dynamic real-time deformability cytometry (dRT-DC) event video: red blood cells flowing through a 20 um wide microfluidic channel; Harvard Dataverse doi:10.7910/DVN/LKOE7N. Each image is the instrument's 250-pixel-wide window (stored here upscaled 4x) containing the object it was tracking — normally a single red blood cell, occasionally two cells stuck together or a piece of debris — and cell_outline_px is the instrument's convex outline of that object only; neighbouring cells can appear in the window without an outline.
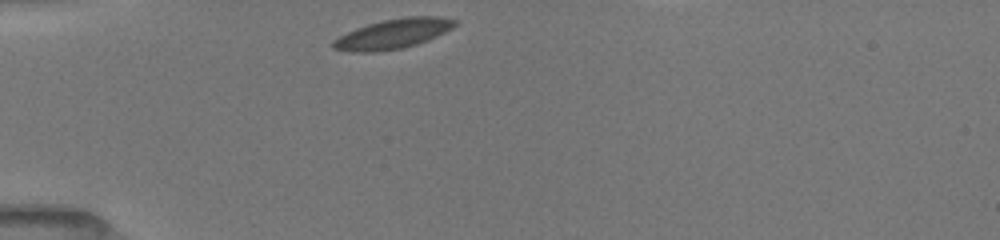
{"species": "common noctule bat (a hibernating species)", "species_latin": "Nyctalus noctula", "temperature_condition": "room temperature", "stored_images_in_passage": 32, "camera_frame_rate_fps": 3000, "um_per_image_px": 0.085, "animal": {"sex": "female", "body_mass_g": 19.5, "forearm_length_mm": 54.1}, "frame": {"image": 1, "passage_image": 1, "time_ms": 0.0, "image_size_px": [1000, 240], "cell_outline_px": [[456, 24], [452, 28], [428, 40], [404, 48], [372, 52], [352, 52], [332, 48], [332, 40], [356, 28], [368, 24], [384, 20], [404, 16], [440, 16], [456, 20]], "centroid_in_image_um": [33.41, 2.87], "position_along_channel_um": 51.6, "area_um2": 21.04}}
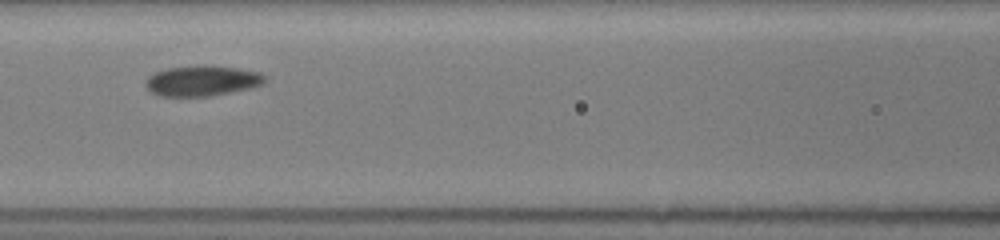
{"frame": {"image": 2, "passage_image": 24, "time_ms": 3.0, "image_size_px": [1000, 240], "cell_outline_px": [[264, 84], [252, 88], [208, 96], [160, 96], [152, 92], [144, 84], [144, 80], [148, 76], [156, 72], [168, 68], [196, 64], [204, 64], [236, 68], [260, 72], [264, 76]], "centroid_in_image_um": [17.16, 6.85], "position_along_channel_um": 149.4, "area_um2": 21.33}}
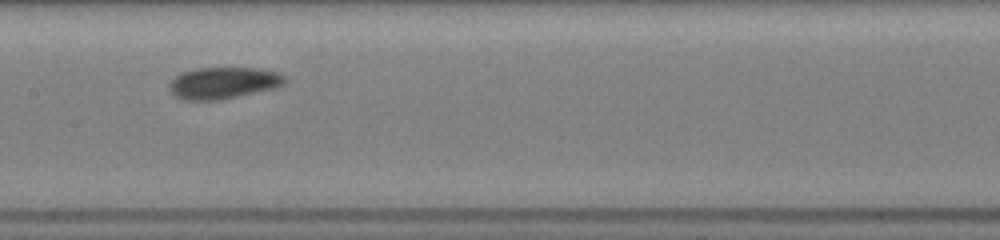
{"frame": {"image": 3, "passage_image": 31, "time_ms": 4.0, "image_size_px": [1000, 240], "cell_outline_px": [[284, 84], [276, 88], [220, 100], [184, 100], [176, 96], [172, 92], [168, 84], [180, 72], [196, 68], [260, 68], [280, 72], [284, 76]], "centroid_in_image_um": [19.0, 7.04], "position_along_channel_um": 188.4, "area_um2": 21.39}}